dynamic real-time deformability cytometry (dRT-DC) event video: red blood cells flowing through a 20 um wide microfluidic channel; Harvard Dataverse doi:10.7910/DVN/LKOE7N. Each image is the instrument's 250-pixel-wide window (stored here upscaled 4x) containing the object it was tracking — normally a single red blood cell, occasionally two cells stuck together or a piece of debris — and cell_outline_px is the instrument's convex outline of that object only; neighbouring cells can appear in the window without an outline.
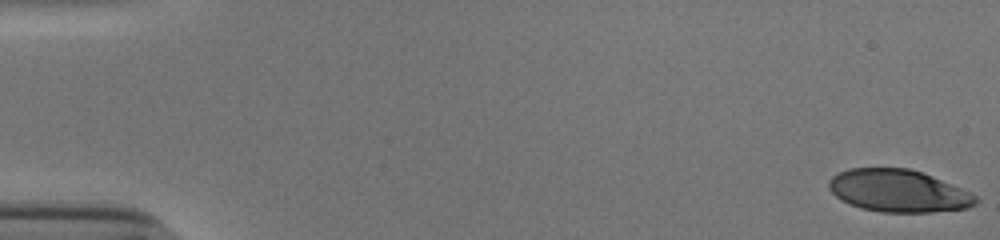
{"species": "human", "species_latin": "Homo sapiens", "temperature_condition": "cold", "stored_images_in_passage": 54, "camera_frame_rate_fps": 3000, "um_per_image_px": 0.085, "donor": {"sex": "male"}, "frame": {"image": 1, "passage_image": 1, "time_ms": 0.0, "image_size_px": [1000, 240], "cell_outline_px": [[980, 200], [976, 204], [968, 208], [932, 212], [880, 212], [860, 208], [836, 196], [828, 188], [828, 180], [832, 176], [848, 168], [908, 168], [932, 176], [960, 188], [976, 196]], "centroid_in_image_um": [76.35, 16.22], "position_along_channel_um": 8.6, "area_um2": 36.07}}
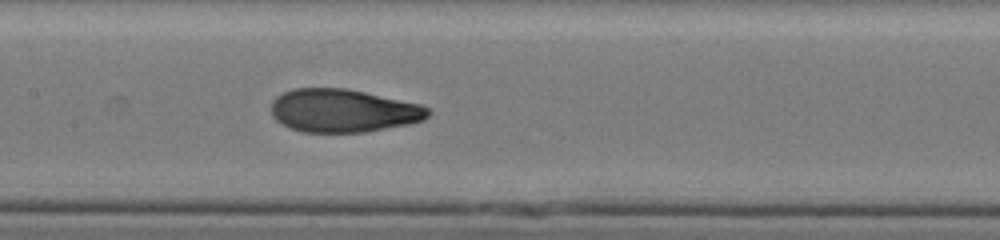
{"frame": {"image": 2, "passage_image": 27, "time_ms": 8.667, "image_size_px": [1000, 240], "cell_outline_px": [[432, 112], [424, 120], [408, 124], [364, 132], [304, 132], [292, 128], [276, 120], [272, 116], [272, 100], [276, 96], [292, 88], [344, 88], [364, 92], [420, 104], [428, 108]], "centroid_in_image_um": [29.17, 9.4], "position_along_channel_um": 178.2, "area_um2": 39.25}}
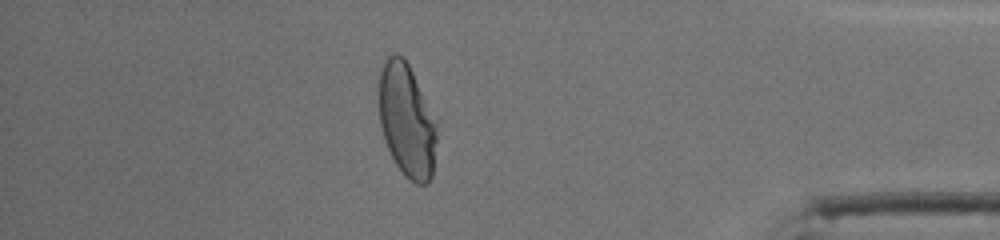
{"frame": {"image": 3, "passage_image": 47, "time_ms": 15.333, "image_size_px": [1000, 240], "cell_outline_px": [[440, 120], [432, 176], [428, 184], [416, 184], [404, 176], [396, 164], [384, 140], [380, 124], [380, 72], [384, 60], [388, 56], [396, 52], [404, 56], [440, 116]], "centroid_in_image_um": [34.67, 10.2], "position_along_channel_um": 400.5, "area_um2": 39.94}, "authors_computed_cell_mechanics": {"area_um2": 39.4196, "velocity_mm_per_s": 3.8466, "shape_relaxation_time_tau1_ms": 5.1362, "shape_relaxation_time_tau2_ms": 0.9241, "deformation_change_tau1": 0.2288, "deformation_change_tau2": 0.0638}}